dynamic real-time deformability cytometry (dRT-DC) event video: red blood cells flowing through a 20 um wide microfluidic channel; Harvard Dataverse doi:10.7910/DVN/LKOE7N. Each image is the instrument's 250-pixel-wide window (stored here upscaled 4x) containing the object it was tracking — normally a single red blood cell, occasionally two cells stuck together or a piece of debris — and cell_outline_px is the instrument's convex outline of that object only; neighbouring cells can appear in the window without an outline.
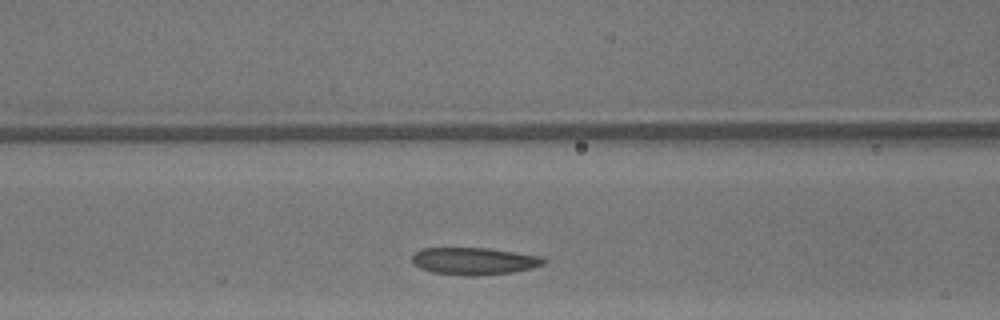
{"species": "common noctule bat (a hibernating species)", "species_latin": "Nyctalus noctula", "temperature_condition": "warm", "stored_images_in_passage": 23, "camera_frame_rate_fps": 3000, "um_per_image_px": 0.085, "animal": {"sex": "male", "body_mass_g": 13.3}, "frame": {"image": 1, "passage_image": 6, "time_ms": 1.667, "image_size_px": [1000, 320], "cell_outline_px": [[548, 260], [544, 264], [532, 268], [512, 272], [476, 276], [468, 276], [432, 272], [420, 268], [412, 264], [412, 256], [420, 248], [488, 248], [540, 256]], "centroid_in_image_um": [40.28, 22.19], "position_along_channel_um": 126.3, "area_um2": 20.92}}
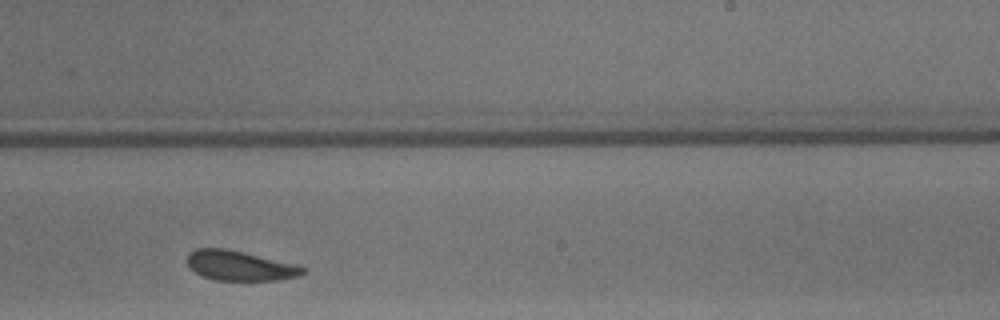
{"frame": {"image": 2, "passage_image": 16, "time_ms": 5.0, "image_size_px": [1000, 320], "cell_outline_px": [[308, 272], [300, 276], [280, 280], [216, 280], [204, 276], [188, 268], [188, 256], [196, 248], [224, 248], [300, 264], [308, 268]], "centroid_in_image_um": [20.5, 22.59], "position_along_channel_um": 268.5, "area_um2": 20.35}}
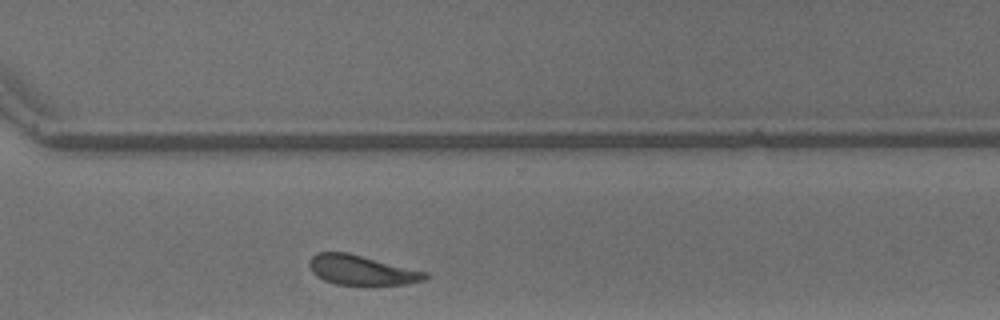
{"frame": {"image": 3, "passage_image": 21, "time_ms": 6.667, "image_size_px": [1000, 320], "cell_outline_px": [[428, 276], [424, 280], [404, 284], [336, 284], [324, 280], [316, 276], [312, 272], [308, 264], [308, 260], [316, 252], [348, 252], [428, 272]], "centroid_in_image_um": [30.7, 22.94], "position_along_channel_um": 339.9, "area_um2": 20.0}, "authors_computed_cell_mechanics": {"area_um2": 20.6924, "velocity_mm_per_s": 4.2861, "shape_relaxation_time_tau1_ms": 2.7744, "shape_relaxation_time_tau2_ms": 3.2774, "deformation_change_tau1": 0.1119, "deformation_change_tau2": 0.1169}}